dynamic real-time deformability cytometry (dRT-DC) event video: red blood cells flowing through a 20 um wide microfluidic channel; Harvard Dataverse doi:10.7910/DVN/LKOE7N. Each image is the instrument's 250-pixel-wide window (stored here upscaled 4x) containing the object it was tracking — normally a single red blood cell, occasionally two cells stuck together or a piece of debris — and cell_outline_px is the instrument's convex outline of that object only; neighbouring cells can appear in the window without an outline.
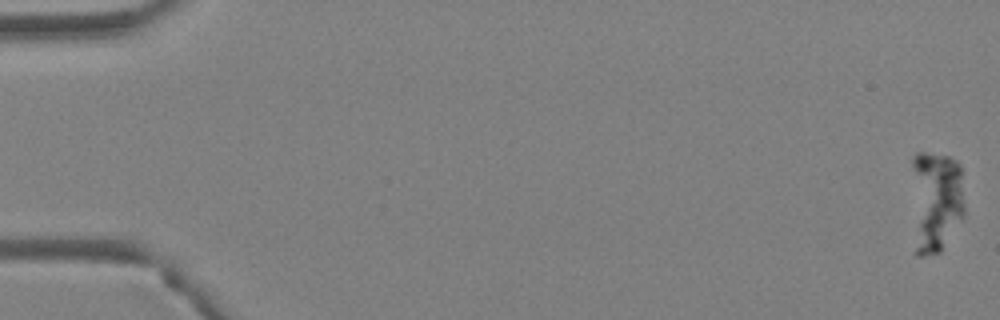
{"species": "Egyptian fruit bat (a non-hibernating species)", "species_latin": "Rousettus aegyptiacus", "temperature_condition": "warm", "stored_images_in_passage": 5, "camera_frame_rate_fps": 3000, "um_per_image_px": 0.085, "animal": {"sex": "female"}, "frame": {"image": 1, "passage_image": 5, "time_ms": 1.333, "image_size_px": [1000, 320], "cell_outline_px": [[964, 216], [940, 252], [924, 256], [916, 256], [912, 164], [912, 156], [916, 152], [924, 152], [948, 156], [956, 160], [960, 164], [964, 204]], "centroid_in_image_um": [79.56, 17.06], "position_along_channel_um": 5.4, "area_um2": 31.73}}